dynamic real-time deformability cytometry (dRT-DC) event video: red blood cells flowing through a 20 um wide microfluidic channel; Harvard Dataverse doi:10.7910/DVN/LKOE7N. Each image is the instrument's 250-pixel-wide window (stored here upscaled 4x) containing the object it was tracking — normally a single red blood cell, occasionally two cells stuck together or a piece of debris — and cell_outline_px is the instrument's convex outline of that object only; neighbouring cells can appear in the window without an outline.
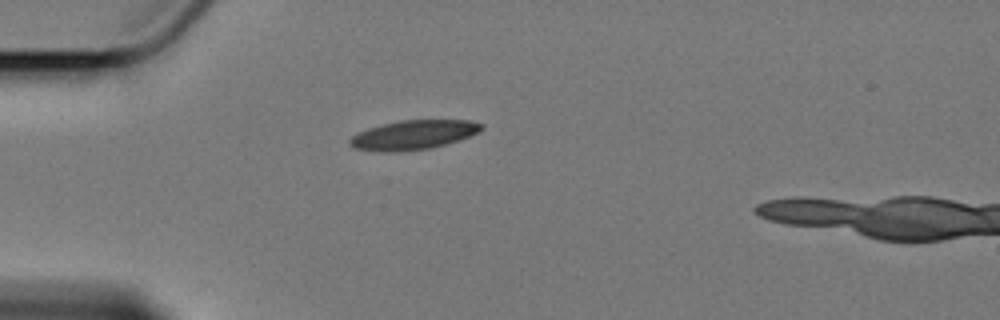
{"species": "Egyptian fruit bat (a non-hibernating species)", "species_latin": "Rousettus aegyptiacus", "temperature_condition": "cold", "stored_images_in_passage": 1, "camera_frame_rate_fps": 3000, "um_per_image_px": 0.085, "animal": {"sex": "female"}, "frame": {"image": 1, "passage_image": 1, "time_ms": 0.0, "image_size_px": [1000, 320], "cell_outline_px": [[484, 128], [468, 136], [444, 144], [428, 148], [396, 152], [380, 152], [352, 148], [348, 144], [348, 140], [356, 132], [368, 128], [400, 120], [468, 120], [484, 124]], "centroid_in_image_um": [35.05, 11.46], "position_along_channel_um": 49.9, "area_um2": 22.37}}